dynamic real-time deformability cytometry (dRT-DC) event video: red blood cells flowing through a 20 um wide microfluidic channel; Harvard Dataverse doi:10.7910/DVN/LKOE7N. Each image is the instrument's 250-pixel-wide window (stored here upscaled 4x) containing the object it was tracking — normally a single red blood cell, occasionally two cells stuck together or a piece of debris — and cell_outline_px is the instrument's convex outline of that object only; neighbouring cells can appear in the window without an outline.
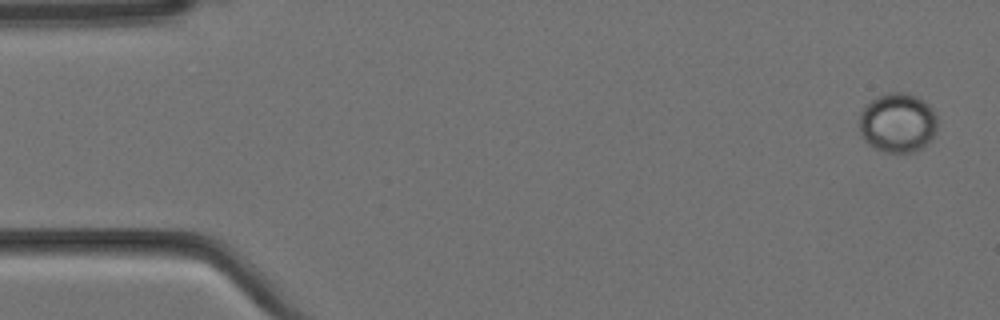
{"species": "Egyptian fruit bat (a non-hibernating species)", "species_latin": "Rousettus aegyptiacus", "temperature_condition": "cold", "stored_images_in_passage": 5, "camera_frame_rate_fps": 3000, "um_per_image_px": 0.085, "animal": {"sex": "female"}, "frame": {"image": 1, "passage_image": 1, "time_ms": 0.0, "image_size_px": [1000, 320], "cell_outline_px": [[936, 132], [920, 148], [912, 152], [884, 152], [872, 148], [864, 140], [860, 132], [860, 112], [876, 96], [888, 92], [908, 92], [924, 100], [932, 108], [936, 116]], "centroid_in_image_um": [76.28, 10.42], "position_along_channel_um": 8.7, "area_um2": 27.05}}
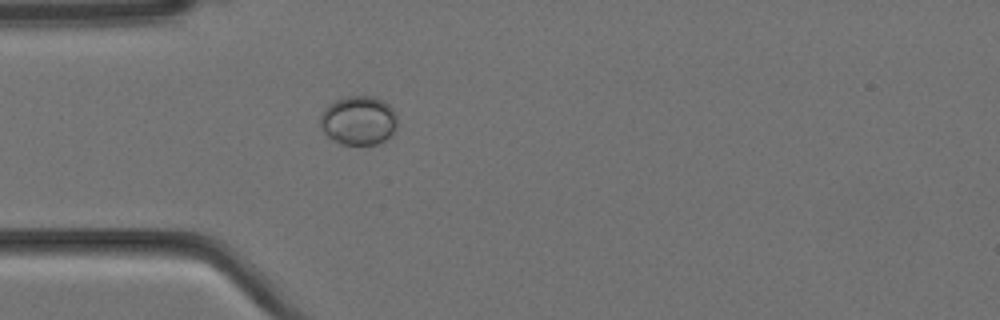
{"frame": {"image": 2, "passage_image": 5, "time_ms": 1.333, "image_size_px": [1000, 320], "cell_outline_px": [[396, 128], [392, 136], [376, 144], [340, 144], [332, 140], [324, 132], [320, 124], [320, 116], [324, 108], [328, 104], [336, 100], [348, 96], [376, 96], [384, 100], [396, 112]], "centroid_in_image_um": [30.49, 10.23], "position_along_channel_um": 54.5, "area_um2": 22.25}}